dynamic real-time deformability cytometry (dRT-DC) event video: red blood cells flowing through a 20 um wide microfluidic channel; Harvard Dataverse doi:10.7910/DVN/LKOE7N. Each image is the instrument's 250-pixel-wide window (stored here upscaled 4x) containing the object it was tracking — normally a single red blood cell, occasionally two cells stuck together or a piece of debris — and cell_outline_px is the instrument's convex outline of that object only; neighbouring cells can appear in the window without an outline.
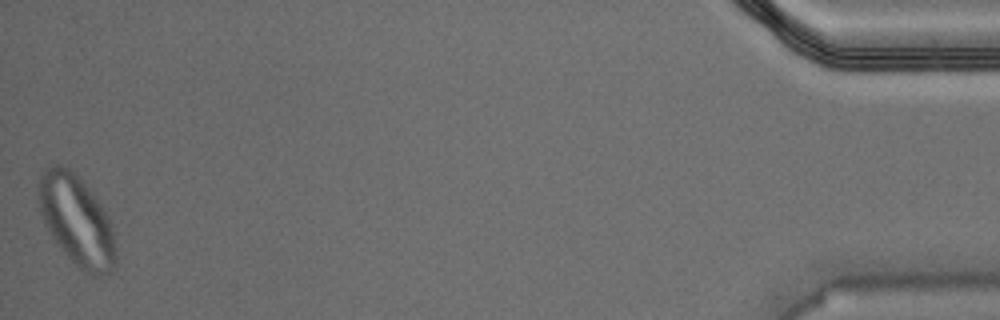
{"species": "Egyptian fruit bat (a non-hibernating species)", "species_latin": "Rousettus aegyptiacus", "temperature_condition": "warm", "stored_images_in_passage": 34, "camera_frame_rate_fps": 3000, "um_per_image_px": 0.085, "animal": {"sex": "male"}, "frame": {"image": 1, "passage_image": 34, "time_ms": 11.0, "image_size_px": [1000, 320], "cell_outline_px": [[116, 268], [112, 272], [96, 276], [92, 276], [84, 272], [64, 252], [52, 236], [44, 224], [36, 200], [36, 192], [40, 176], [44, 168], [48, 164], [60, 164], [68, 168], [80, 176], [96, 196], [108, 216], [112, 224], [116, 248]], "centroid_in_image_um": [6.51, 18.7], "position_along_channel_um": 428.7, "area_um2": 41.5}}